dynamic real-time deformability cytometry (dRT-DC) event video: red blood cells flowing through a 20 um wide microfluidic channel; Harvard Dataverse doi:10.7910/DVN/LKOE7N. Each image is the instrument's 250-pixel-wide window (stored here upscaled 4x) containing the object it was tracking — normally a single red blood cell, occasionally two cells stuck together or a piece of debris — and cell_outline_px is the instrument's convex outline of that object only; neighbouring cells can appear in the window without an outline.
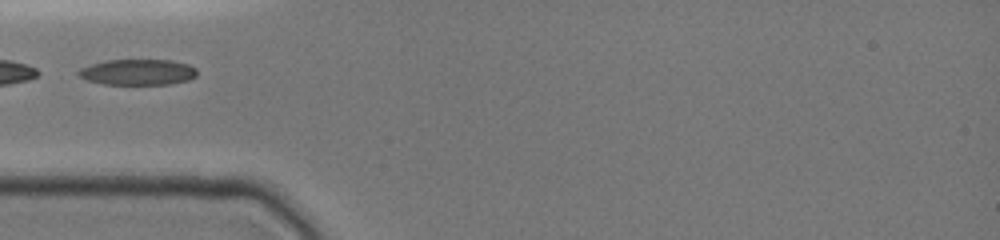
{"species": "common noctule bat (a hibernating species)", "species_latin": "Nyctalus noctula", "temperature_condition": "cold", "stored_images_in_passage": 12, "camera_frame_rate_fps": 3000, "um_per_image_px": 0.085, "animal": {"sex": "female", "body_mass_g": 19.0, "forearm_length_mm": 51.5}, "frame": {"image": 1, "passage_image": 1, "time_ms": 0.0, "image_size_px": [1000, 240], "cell_outline_px": [[196, 76], [188, 80], [168, 84], [104, 84], [88, 80], [80, 76], [76, 72], [80, 68], [104, 60], [172, 60], [188, 64], [196, 68]], "centroid_in_image_um": [11.71, 6.12], "position_along_channel_um": 73.3, "area_um2": 17.74}}